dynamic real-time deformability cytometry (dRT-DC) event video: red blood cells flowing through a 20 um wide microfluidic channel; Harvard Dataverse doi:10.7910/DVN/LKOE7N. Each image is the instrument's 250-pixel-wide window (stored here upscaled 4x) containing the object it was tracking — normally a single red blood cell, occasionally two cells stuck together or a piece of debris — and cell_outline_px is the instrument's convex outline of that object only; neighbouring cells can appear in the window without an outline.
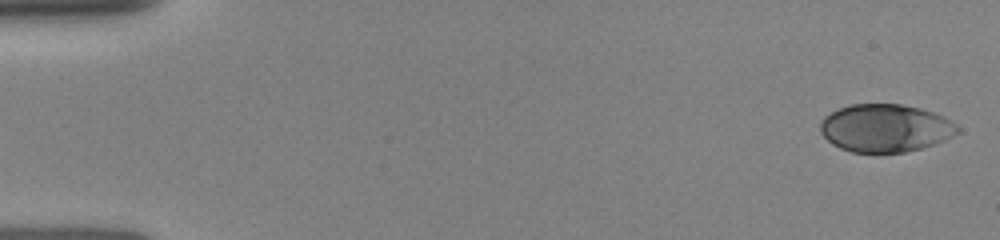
{"species": "human", "species_latin": "Homo sapiens", "temperature_condition": "room temperature", "stored_images_in_passage": 10, "camera_frame_rate_fps": 3000, "um_per_image_px": 0.085, "donor": {"sex": "female"}, "frame": {"image": 1, "passage_image": 1, "time_ms": 0.0, "image_size_px": [1000, 240], "cell_outline_px": [[960, 132], [944, 140], [920, 148], [904, 152], [852, 152], [840, 148], [832, 144], [820, 132], [820, 120], [824, 116], [840, 108], [852, 104], [900, 104], [920, 108], [944, 116], [956, 124], [960, 128]], "centroid_in_image_um": [75.25, 10.88], "position_along_channel_um": 9.8, "area_um2": 38.15}}
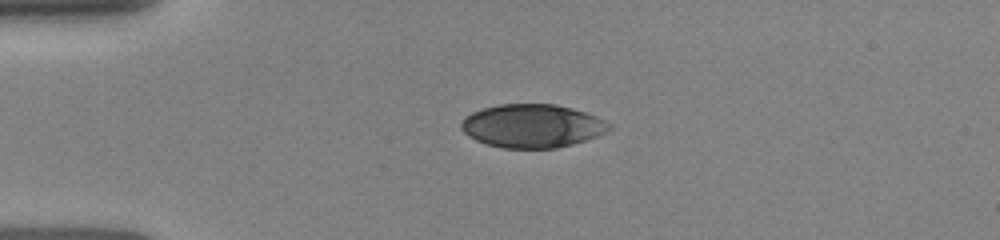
{"frame": {"image": 2, "passage_image": 6, "time_ms": 3.333, "image_size_px": [1000, 240], "cell_outline_px": [[612, 128], [596, 136], [572, 144], [556, 148], [504, 148], [488, 144], [476, 140], [468, 136], [460, 128], [460, 124], [464, 116], [472, 112], [484, 108], [500, 104], [556, 104], [572, 108], [596, 116], [612, 124]], "centroid_in_image_um": [45.22, 10.7], "position_along_channel_um": 39.8, "area_um2": 37.34}}